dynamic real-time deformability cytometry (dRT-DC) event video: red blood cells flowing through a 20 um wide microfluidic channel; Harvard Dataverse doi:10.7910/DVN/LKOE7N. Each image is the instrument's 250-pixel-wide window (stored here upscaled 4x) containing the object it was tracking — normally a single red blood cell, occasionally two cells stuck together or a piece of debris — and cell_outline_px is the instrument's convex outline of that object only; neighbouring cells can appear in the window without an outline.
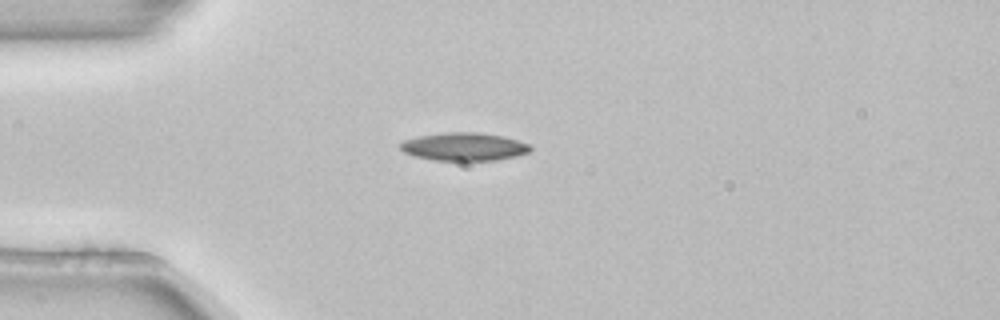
{"species": "common noctule bat (a hibernating species)", "species_latin": "Nyctalus noctula", "temperature_condition": "room temperature", "stored_images_in_passage": 2, "camera_frame_rate_fps": 3000, "um_per_image_px": 0.085, "animal": {"sex": "female", "body_mass_g": 22.7, "forearm_length_mm": 54.2}, "frame": {"image": 1, "passage_image": 1, "time_ms": 0.0, "image_size_px": [1000, 320], "cell_outline_px": [[532, 152], [516, 156], [496, 160], [432, 160], [412, 156], [404, 152], [400, 148], [400, 144], [404, 140], [420, 136], [444, 132], [480, 132], [504, 136], [532, 144]], "centroid_in_image_um": [39.49, 12.46], "position_along_channel_um": 45.5, "area_um2": 21.5}}
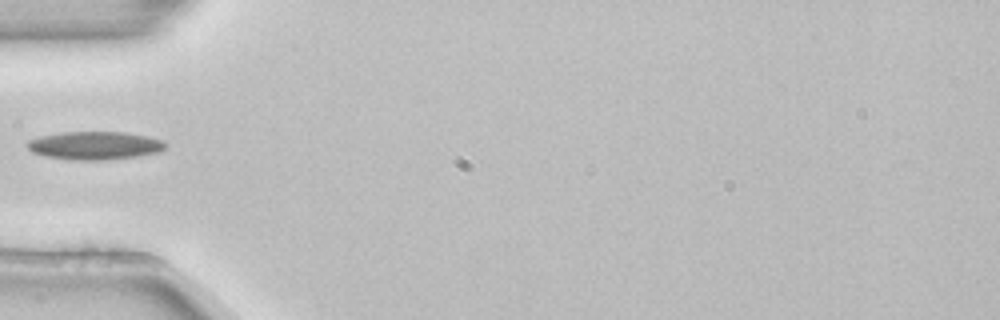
{"frame": {"image": 2, "passage_image": 2, "time_ms": 0.333, "image_size_px": [1000, 320], "cell_outline_px": [[164, 148], [160, 152], [136, 156], [108, 160], [72, 160], [48, 156], [32, 152], [24, 144], [28, 140], [44, 136], [64, 132], [124, 132], [148, 136], [164, 140]], "centroid_in_image_um": [8.07, 12.37], "position_along_channel_um": 76.9, "area_um2": 22.54}}